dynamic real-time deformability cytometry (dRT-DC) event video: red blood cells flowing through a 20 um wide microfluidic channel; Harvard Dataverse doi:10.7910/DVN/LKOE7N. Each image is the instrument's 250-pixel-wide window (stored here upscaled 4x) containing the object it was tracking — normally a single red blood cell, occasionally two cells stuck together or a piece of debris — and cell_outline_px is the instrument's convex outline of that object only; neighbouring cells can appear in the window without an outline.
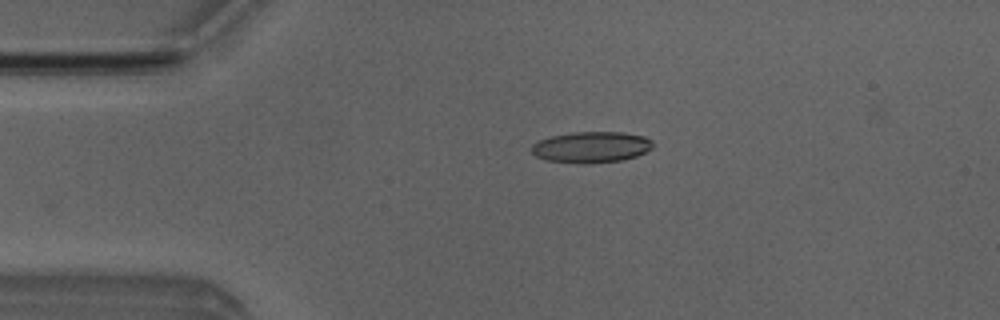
{"species": "Egyptian fruit bat (a non-hibernating species)", "species_latin": "Rousettus aegyptiacus", "temperature_condition": "room temperature", "stored_images_in_passage": 2, "camera_frame_rate_fps": 3000, "um_per_image_px": 0.085, "animal": {"sex": "male"}, "frame": {"image": 1, "passage_image": 1, "time_ms": 0.0, "image_size_px": [1000, 320], "cell_outline_px": [[652, 148], [636, 156], [624, 160], [548, 160], [536, 156], [532, 152], [532, 144], [540, 140], [552, 136], [572, 132], [624, 132], [644, 136], [652, 140]], "centroid_in_image_um": [50.31, 12.44], "position_along_channel_um": 34.7, "area_um2": 20.81}}